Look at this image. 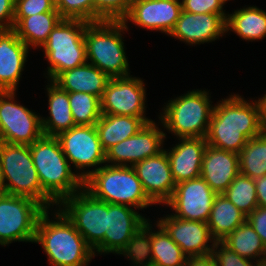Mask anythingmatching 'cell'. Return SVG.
Here are the masks:
<instances>
[{"mask_svg":"<svg viewBox=\"0 0 266 266\" xmlns=\"http://www.w3.org/2000/svg\"><path fill=\"white\" fill-rule=\"evenodd\" d=\"M264 131L257 100L233 93L214 105L205 139L209 146L239 154Z\"/></svg>","mask_w":266,"mask_h":266,"instance_id":"6da1fadb","label":"cell"},{"mask_svg":"<svg viewBox=\"0 0 266 266\" xmlns=\"http://www.w3.org/2000/svg\"><path fill=\"white\" fill-rule=\"evenodd\" d=\"M49 210L39 216L34 243L42 246L51 266H88L95 257L93 249L58 207L51 213L54 220Z\"/></svg>","mask_w":266,"mask_h":266,"instance_id":"7a4b0ae2","label":"cell"},{"mask_svg":"<svg viewBox=\"0 0 266 266\" xmlns=\"http://www.w3.org/2000/svg\"><path fill=\"white\" fill-rule=\"evenodd\" d=\"M29 148L42 190L57 205L83 189V180L72 171L56 136L43 134Z\"/></svg>","mask_w":266,"mask_h":266,"instance_id":"3957f363","label":"cell"},{"mask_svg":"<svg viewBox=\"0 0 266 266\" xmlns=\"http://www.w3.org/2000/svg\"><path fill=\"white\" fill-rule=\"evenodd\" d=\"M123 31L129 30L122 20H104L89 22L84 32L87 63L110 78L130 75Z\"/></svg>","mask_w":266,"mask_h":266,"instance_id":"277c9868","label":"cell"},{"mask_svg":"<svg viewBox=\"0 0 266 266\" xmlns=\"http://www.w3.org/2000/svg\"><path fill=\"white\" fill-rule=\"evenodd\" d=\"M83 189L97 200L135 210L155 205L144 192L132 166L105 164L85 179Z\"/></svg>","mask_w":266,"mask_h":266,"instance_id":"5b68a950","label":"cell"},{"mask_svg":"<svg viewBox=\"0 0 266 266\" xmlns=\"http://www.w3.org/2000/svg\"><path fill=\"white\" fill-rule=\"evenodd\" d=\"M0 178L3 193L30 197L45 209L57 207L42 190L29 145L0 141Z\"/></svg>","mask_w":266,"mask_h":266,"instance_id":"8992f818","label":"cell"},{"mask_svg":"<svg viewBox=\"0 0 266 266\" xmlns=\"http://www.w3.org/2000/svg\"><path fill=\"white\" fill-rule=\"evenodd\" d=\"M209 91L194 89L169 100L159 120L177 138H205L213 112Z\"/></svg>","mask_w":266,"mask_h":266,"instance_id":"52a82bcc","label":"cell"},{"mask_svg":"<svg viewBox=\"0 0 266 266\" xmlns=\"http://www.w3.org/2000/svg\"><path fill=\"white\" fill-rule=\"evenodd\" d=\"M88 23L81 19L62 18L53 28L41 46L49 63L45 73L49 81L65 70L87 63L84 32Z\"/></svg>","mask_w":266,"mask_h":266,"instance_id":"ba28073f","label":"cell"},{"mask_svg":"<svg viewBox=\"0 0 266 266\" xmlns=\"http://www.w3.org/2000/svg\"><path fill=\"white\" fill-rule=\"evenodd\" d=\"M148 219L130 206L108 203L107 230L94 254H118L133 262L139 254L141 231ZM97 252V253H96Z\"/></svg>","mask_w":266,"mask_h":266,"instance_id":"9c48e42d","label":"cell"},{"mask_svg":"<svg viewBox=\"0 0 266 266\" xmlns=\"http://www.w3.org/2000/svg\"><path fill=\"white\" fill-rule=\"evenodd\" d=\"M45 208L36 200L0 193V245L34 242L36 225Z\"/></svg>","mask_w":266,"mask_h":266,"instance_id":"30bf717a","label":"cell"},{"mask_svg":"<svg viewBox=\"0 0 266 266\" xmlns=\"http://www.w3.org/2000/svg\"><path fill=\"white\" fill-rule=\"evenodd\" d=\"M57 206L93 250L103 241L107 230V202L95 199L82 189Z\"/></svg>","mask_w":266,"mask_h":266,"instance_id":"8fae6325","label":"cell"},{"mask_svg":"<svg viewBox=\"0 0 266 266\" xmlns=\"http://www.w3.org/2000/svg\"><path fill=\"white\" fill-rule=\"evenodd\" d=\"M56 137L70 165L72 163V167L76 169L74 172L83 182L102 164H106V153L101 146L95 125H76Z\"/></svg>","mask_w":266,"mask_h":266,"instance_id":"7c38bea8","label":"cell"},{"mask_svg":"<svg viewBox=\"0 0 266 266\" xmlns=\"http://www.w3.org/2000/svg\"><path fill=\"white\" fill-rule=\"evenodd\" d=\"M15 91H0V141L31 145L42 135L41 115L19 104Z\"/></svg>","mask_w":266,"mask_h":266,"instance_id":"4fadbf2b","label":"cell"},{"mask_svg":"<svg viewBox=\"0 0 266 266\" xmlns=\"http://www.w3.org/2000/svg\"><path fill=\"white\" fill-rule=\"evenodd\" d=\"M146 88L141 78L114 77L111 78L100 99L101 113L125 115L142 118L146 123L153 121L146 114Z\"/></svg>","mask_w":266,"mask_h":266,"instance_id":"5bb4252c","label":"cell"},{"mask_svg":"<svg viewBox=\"0 0 266 266\" xmlns=\"http://www.w3.org/2000/svg\"><path fill=\"white\" fill-rule=\"evenodd\" d=\"M156 121L146 123L135 135L109 148L106 164L113 166H133L142 160L158 155L164 150V133ZM130 165H129V164Z\"/></svg>","mask_w":266,"mask_h":266,"instance_id":"9a60e30c","label":"cell"},{"mask_svg":"<svg viewBox=\"0 0 266 266\" xmlns=\"http://www.w3.org/2000/svg\"><path fill=\"white\" fill-rule=\"evenodd\" d=\"M216 193L202 177L179 182L165 204L179 219L207 222Z\"/></svg>","mask_w":266,"mask_h":266,"instance_id":"2e32d148","label":"cell"},{"mask_svg":"<svg viewBox=\"0 0 266 266\" xmlns=\"http://www.w3.org/2000/svg\"><path fill=\"white\" fill-rule=\"evenodd\" d=\"M150 221L148 218L142 227L140 251L132 264L134 266H185L187 256L181 248L159 223H155L158 229L156 231Z\"/></svg>","mask_w":266,"mask_h":266,"instance_id":"e0dca14e","label":"cell"},{"mask_svg":"<svg viewBox=\"0 0 266 266\" xmlns=\"http://www.w3.org/2000/svg\"><path fill=\"white\" fill-rule=\"evenodd\" d=\"M182 12L180 0H132L130 10L122 21H128L151 31L169 36Z\"/></svg>","mask_w":266,"mask_h":266,"instance_id":"ac0fdd59","label":"cell"},{"mask_svg":"<svg viewBox=\"0 0 266 266\" xmlns=\"http://www.w3.org/2000/svg\"><path fill=\"white\" fill-rule=\"evenodd\" d=\"M156 222L166 230L187 257L212 253L216 240L206 222L179 219L171 213L158 218Z\"/></svg>","mask_w":266,"mask_h":266,"instance_id":"d6986e66","label":"cell"},{"mask_svg":"<svg viewBox=\"0 0 266 266\" xmlns=\"http://www.w3.org/2000/svg\"><path fill=\"white\" fill-rule=\"evenodd\" d=\"M132 167L148 198L155 205L164 206L171 199L176 186L166 151L148 157Z\"/></svg>","mask_w":266,"mask_h":266,"instance_id":"ffe728a7","label":"cell"},{"mask_svg":"<svg viewBox=\"0 0 266 266\" xmlns=\"http://www.w3.org/2000/svg\"><path fill=\"white\" fill-rule=\"evenodd\" d=\"M226 18L214 13L194 14L182 10L169 35L192 46L209 43L227 33Z\"/></svg>","mask_w":266,"mask_h":266,"instance_id":"44dd1931","label":"cell"},{"mask_svg":"<svg viewBox=\"0 0 266 266\" xmlns=\"http://www.w3.org/2000/svg\"><path fill=\"white\" fill-rule=\"evenodd\" d=\"M29 47L13 29L0 30V91H16Z\"/></svg>","mask_w":266,"mask_h":266,"instance_id":"7402d4cb","label":"cell"},{"mask_svg":"<svg viewBox=\"0 0 266 266\" xmlns=\"http://www.w3.org/2000/svg\"><path fill=\"white\" fill-rule=\"evenodd\" d=\"M179 143L164 149L169 159L174 182L200 177L203 155L207 147L205 138H178Z\"/></svg>","mask_w":266,"mask_h":266,"instance_id":"603a6c76","label":"cell"},{"mask_svg":"<svg viewBox=\"0 0 266 266\" xmlns=\"http://www.w3.org/2000/svg\"><path fill=\"white\" fill-rule=\"evenodd\" d=\"M239 173L238 154L207 145L200 177L216 194H223Z\"/></svg>","mask_w":266,"mask_h":266,"instance_id":"cb8c5ba5","label":"cell"},{"mask_svg":"<svg viewBox=\"0 0 266 266\" xmlns=\"http://www.w3.org/2000/svg\"><path fill=\"white\" fill-rule=\"evenodd\" d=\"M111 78L96 66L86 63L60 73L53 82L67 92H84L101 99Z\"/></svg>","mask_w":266,"mask_h":266,"instance_id":"d4e9b609","label":"cell"},{"mask_svg":"<svg viewBox=\"0 0 266 266\" xmlns=\"http://www.w3.org/2000/svg\"><path fill=\"white\" fill-rule=\"evenodd\" d=\"M49 117H41L42 131L47 136H57L59 133L76 126L69 105L68 92L62 90L53 81H47ZM50 82V83H49Z\"/></svg>","mask_w":266,"mask_h":266,"instance_id":"484cf974","label":"cell"},{"mask_svg":"<svg viewBox=\"0 0 266 266\" xmlns=\"http://www.w3.org/2000/svg\"><path fill=\"white\" fill-rule=\"evenodd\" d=\"M145 124L140 117L102 114L95 127L101 146L106 152L117 143L135 135Z\"/></svg>","mask_w":266,"mask_h":266,"instance_id":"4316f807","label":"cell"},{"mask_svg":"<svg viewBox=\"0 0 266 266\" xmlns=\"http://www.w3.org/2000/svg\"><path fill=\"white\" fill-rule=\"evenodd\" d=\"M61 19L59 12L34 14L23 19H14L13 30L30 49H38L47 41Z\"/></svg>","mask_w":266,"mask_h":266,"instance_id":"83f0119b","label":"cell"},{"mask_svg":"<svg viewBox=\"0 0 266 266\" xmlns=\"http://www.w3.org/2000/svg\"><path fill=\"white\" fill-rule=\"evenodd\" d=\"M247 220L243 214L224 194H217L207 220L212 237L222 241L237 227Z\"/></svg>","mask_w":266,"mask_h":266,"instance_id":"f1b7e54d","label":"cell"},{"mask_svg":"<svg viewBox=\"0 0 266 266\" xmlns=\"http://www.w3.org/2000/svg\"><path fill=\"white\" fill-rule=\"evenodd\" d=\"M229 31L245 41L262 40L266 37V11L253 5L227 14L226 32Z\"/></svg>","mask_w":266,"mask_h":266,"instance_id":"f546056e","label":"cell"},{"mask_svg":"<svg viewBox=\"0 0 266 266\" xmlns=\"http://www.w3.org/2000/svg\"><path fill=\"white\" fill-rule=\"evenodd\" d=\"M221 242L238 255L266 266V247L247 220Z\"/></svg>","mask_w":266,"mask_h":266,"instance_id":"4dcf8cb0","label":"cell"},{"mask_svg":"<svg viewBox=\"0 0 266 266\" xmlns=\"http://www.w3.org/2000/svg\"><path fill=\"white\" fill-rule=\"evenodd\" d=\"M240 174L256 179L266 175V131L248 140L238 154Z\"/></svg>","mask_w":266,"mask_h":266,"instance_id":"1f68e13d","label":"cell"},{"mask_svg":"<svg viewBox=\"0 0 266 266\" xmlns=\"http://www.w3.org/2000/svg\"><path fill=\"white\" fill-rule=\"evenodd\" d=\"M223 194L246 216L258 207L255 179L240 173Z\"/></svg>","mask_w":266,"mask_h":266,"instance_id":"d6a6232c","label":"cell"},{"mask_svg":"<svg viewBox=\"0 0 266 266\" xmlns=\"http://www.w3.org/2000/svg\"><path fill=\"white\" fill-rule=\"evenodd\" d=\"M75 125H95L101 117L100 98L84 92H68Z\"/></svg>","mask_w":266,"mask_h":266,"instance_id":"836d02e7","label":"cell"},{"mask_svg":"<svg viewBox=\"0 0 266 266\" xmlns=\"http://www.w3.org/2000/svg\"><path fill=\"white\" fill-rule=\"evenodd\" d=\"M56 9L62 18L95 22L94 0H56Z\"/></svg>","mask_w":266,"mask_h":266,"instance_id":"e575fe53","label":"cell"},{"mask_svg":"<svg viewBox=\"0 0 266 266\" xmlns=\"http://www.w3.org/2000/svg\"><path fill=\"white\" fill-rule=\"evenodd\" d=\"M132 0H94L95 22L122 20L130 10Z\"/></svg>","mask_w":266,"mask_h":266,"instance_id":"d590c367","label":"cell"},{"mask_svg":"<svg viewBox=\"0 0 266 266\" xmlns=\"http://www.w3.org/2000/svg\"><path fill=\"white\" fill-rule=\"evenodd\" d=\"M212 254L217 266H264L261 262H255L238 255L221 241L214 243Z\"/></svg>","mask_w":266,"mask_h":266,"instance_id":"8d00e7d4","label":"cell"},{"mask_svg":"<svg viewBox=\"0 0 266 266\" xmlns=\"http://www.w3.org/2000/svg\"><path fill=\"white\" fill-rule=\"evenodd\" d=\"M46 12H58L55 0H15L14 19Z\"/></svg>","mask_w":266,"mask_h":266,"instance_id":"74e56055","label":"cell"},{"mask_svg":"<svg viewBox=\"0 0 266 266\" xmlns=\"http://www.w3.org/2000/svg\"><path fill=\"white\" fill-rule=\"evenodd\" d=\"M225 4L221 0H182V10L194 14L214 13L227 16L223 9Z\"/></svg>","mask_w":266,"mask_h":266,"instance_id":"f35d334b","label":"cell"},{"mask_svg":"<svg viewBox=\"0 0 266 266\" xmlns=\"http://www.w3.org/2000/svg\"><path fill=\"white\" fill-rule=\"evenodd\" d=\"M247 221L259 235L266 247V207H257L248 216Z\"/></svg>","mask_w":266,"mask_h":266,"instance_id":"ab89813d","label":"cell"},{"mask_svg":"<svg viewBox=\"0 0 266 266\" xmlns=\"http://www.w3.org/2000/svg\"><path fill=\"white\" fill-rule=\"evenodd\" d=\"M15 0H0V30L13 29Z\"/></svg>","mask_w":266,"mask_h":266,"instance_id":"60d3db41","label":"cell"},{"mask_svg":"<svg viewBox=\"0 0 266 266\" xmlns=\"http://www.w3.org/2000/svg\"><path fill=\"white\" fill-rule=\"evenodd\" d=\"M185 266H217L212 253L202 256H189Z\"/></svg>","mask_w":266,"mask_h":266,"instance_id":"b9f144b4","label":"cell"},{"mask_svg":"<svg viewBox=\"0 0 266 266\" xmlns=\"http://www.w3.org/2000/svg\"><path fill=\"white\" fill-rule=\"evenodd\" d=\"M257 203L259 207H266V175L255 179Z\"/></svg>","mask_w":266,"mask_h":266,"instance_id":"7bdbcfd3","label":"cell"},{"mask_svg":"<svg viewBox=\"0 0 266 266\" xmlns=\"http://www.w3.org/2000/svg\"><path fill=\"white\" fill-rule=\"evenodd\" d=\"M257 102L260 108L261 121L266 131V93L261 98H258Z\"/></svg>","mask_w":266,"mask_h":266,"instance_id":"ee69618b","label":"cell"},{"mask_svg":"<svg viewBox=\"0 0 266 266\" xmlns=\"http://www.w3.org/2000/svg\"><path fill=\"white\" fill-rule=\"evenodd\" d=\"M224 4L227 3L230 0H221Z\"/></svg>","mask_w":266,"mask_h":266,"instance_id":"f6af8a7d","label":"cell"},{"mask_svg":"<svg viewBox=\"0 0 266 266\" xmlns=\"http://www.w3.org/2000/svg\"><path fill=\"white\" fill-rule=\"evenodd\" d=\"M2 192V188H1V178H0V193Z\"/></svg>","mask_w":266,"mask_h":266,"instance_id":"bcb514c9","label":"cell"}]
</instances>
